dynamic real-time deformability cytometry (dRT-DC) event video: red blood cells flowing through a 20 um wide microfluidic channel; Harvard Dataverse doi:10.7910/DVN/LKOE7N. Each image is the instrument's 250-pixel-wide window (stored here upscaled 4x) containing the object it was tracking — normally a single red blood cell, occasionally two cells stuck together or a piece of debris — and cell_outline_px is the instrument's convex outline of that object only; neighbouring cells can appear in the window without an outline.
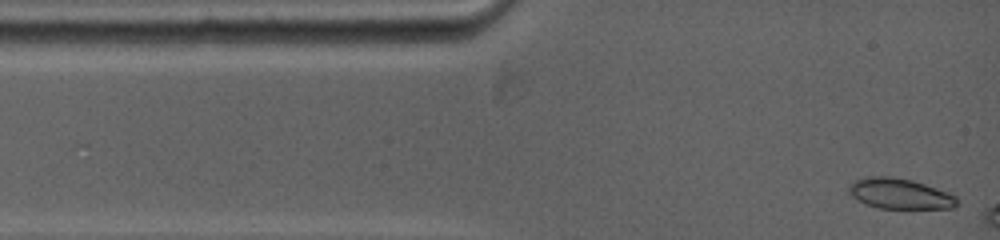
{"species": "common noctule bat (a hibernating species)", "species_latin": "Nyctalus noctula", "temperature_condition": "warm", "stored_images_in_passage": 4, "camera_frame_rate_fps": 5000, "um_per_image_px": 0.085, "animal": {"sex": "female", "body_mass_g": 19.0, "forearm_length_mm": 53.3}, "frame": {"image": 1, "passage_image": 1, "time_ms": 0.0, "image_size_px": [1000, 240], "cell_outline_px": [[956, 208], [876, 208], [864, 204], [856, 200], [848, 192], [848, 184], [856, 180], [868, 176], [892, 176], [912, 180], [948, 192], [956, 196]], "centroid_in_image_um": [76.43, 16.46], "position_along_channel_um": 8.6, "area_um2": 19.31}}